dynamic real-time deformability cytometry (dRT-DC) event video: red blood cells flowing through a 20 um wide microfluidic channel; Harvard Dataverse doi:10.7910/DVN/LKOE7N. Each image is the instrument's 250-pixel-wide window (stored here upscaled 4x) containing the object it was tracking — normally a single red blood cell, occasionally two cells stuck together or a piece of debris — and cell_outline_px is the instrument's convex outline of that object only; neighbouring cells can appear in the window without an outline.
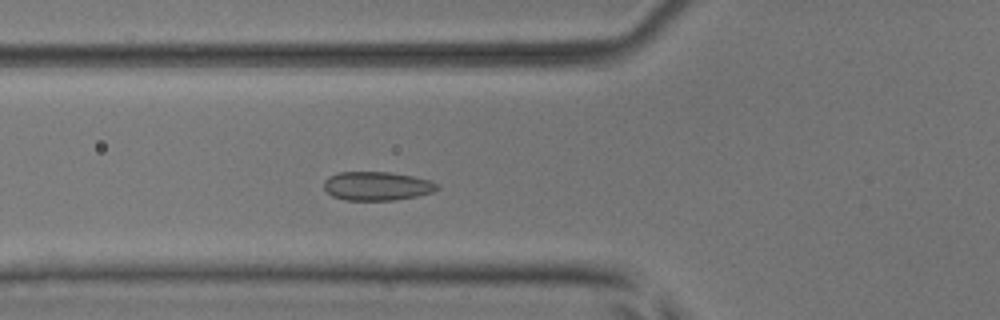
{"species": "common noctule bat (a hibernating species)", "species_latin": "Nyctalus noctula", "temperature_condition": "room temperature", "stored_images_in_passage": 38, "camera_frame_rate_fps": 3000, "um_per_image_px": 0.085, "animal": {"sex": "male", "body_mass_g": 17.9, "forearm_length_mm": 54.2}, "frame": {"image": 1, "passage_image": 16, "time_ms": 5.0, "image_size_px": [1000, 320], "cell_outline_px": [[440, 188], [432, 192], [416, 196], [396, 200], [344, 200], [332, 196], [324, 188], [324, 180], [328, 176], [340, 172], [392, 172], [432, 180], [440, 184]], "centroid_in_image_um": [32.07, 15.81], "position_along_channel_um": 93.7, "area_um2": 19.19}}
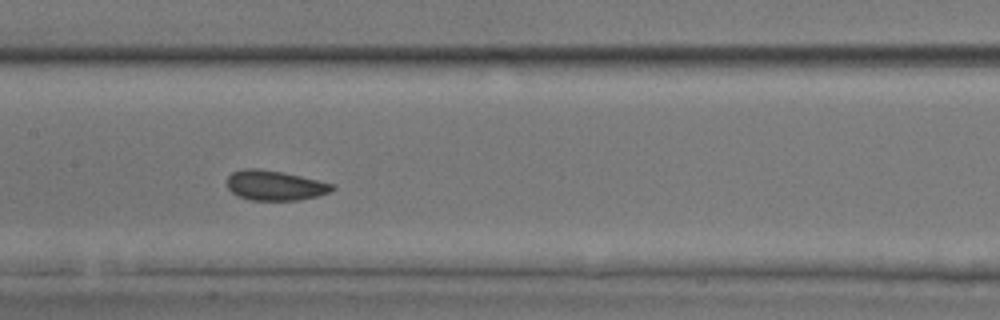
{"frame": {"image": 2, "passage_image": 23, "time_ms": 7.333, "image_size_px": [1000, 320], "cell_outline_px": [[336, 188], [328, 192], [316, 196], [300, 200], [252, 200], [236, 196], [228, 188], [228, 176], [232, 172], [244, 168], [256, 168], [284, 172], [332, 184]], "centroid_in_image_um": [23.33, 15.76], "position_along_channel_um": 184.1, "area_um2": 18.21}}
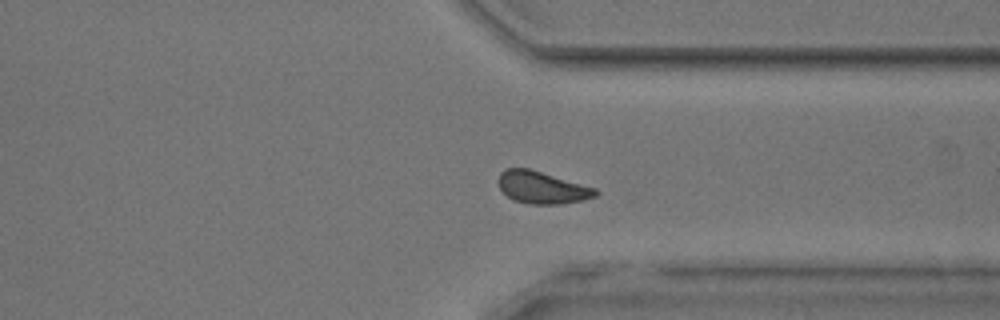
{"frame": {"image": 3, "passage_image": 37, "time_ms": 12.0, "image_size_px": [1000, 320], "cell_outline_px": [[600, 192], [596, 196], [580, 200], [560, 204], [528, 204], [512, 200], [500, 188], [500, 172], [504, 168], [528, 168], [596, 188]], "centroid_in_image_um": [46.07, 15.94], "position_along_channel_um": 365.3, "area_um2": 18.03}, "authors_computed_cell_mechanics": {"area_um2": 18.3804, "velocity_mm_per_s": 3.8768, "shape_relaxation_time_tau1_ms": 5.2362, "shape_relaxation_time_tau2_ms": null, "deformation_change_tau1": 0.0641, "deformation_change_tau2": null}}